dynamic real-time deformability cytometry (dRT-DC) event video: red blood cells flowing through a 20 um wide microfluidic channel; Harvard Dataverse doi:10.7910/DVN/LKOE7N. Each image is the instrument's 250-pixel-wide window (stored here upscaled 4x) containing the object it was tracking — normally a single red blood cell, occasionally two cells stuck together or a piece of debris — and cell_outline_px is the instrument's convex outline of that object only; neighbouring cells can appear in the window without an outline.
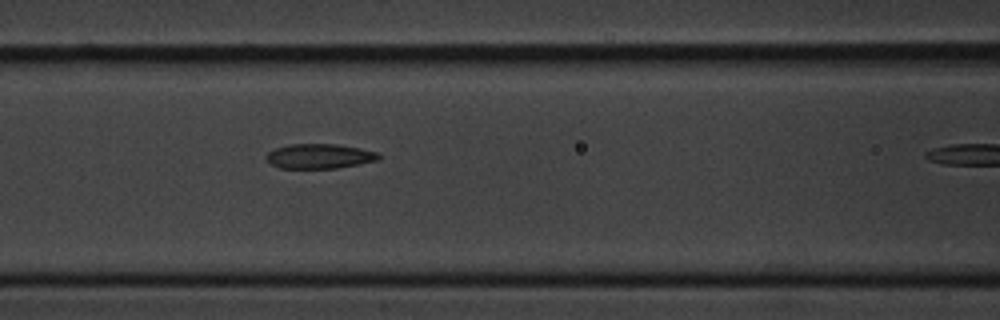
{"species": "common noctule bat (a hibernating species)", "species_latin": "Nyctalus noctula", "temperature_condition": "cold", "stored_images_in_passage": 6, "segment_of_instrument_passage": [1, 2], "camera_frame_rate_fps": 3000, "um_per_image_px": 0.085, "animal": {"sex": "male", "body_mass_g": 20.1, "forearm_length_mm": 53.5}, "frame": {"image": 1, "passage_image": 5, "time_ms": 5.667, "image_size_px": [1000, 320], "cell_outline_px": [[380, 156], [376, 160], [336, 168], [280, 168], [272, 164], [264, 156], [268, 152], [276, 148], [288, 144], [336, 144], [360, 148], [376, 152]], "centroid_in_image_um": [27.1, 13.27], "position_along_channel_um": 139.5, "area_um2": 15.95}}